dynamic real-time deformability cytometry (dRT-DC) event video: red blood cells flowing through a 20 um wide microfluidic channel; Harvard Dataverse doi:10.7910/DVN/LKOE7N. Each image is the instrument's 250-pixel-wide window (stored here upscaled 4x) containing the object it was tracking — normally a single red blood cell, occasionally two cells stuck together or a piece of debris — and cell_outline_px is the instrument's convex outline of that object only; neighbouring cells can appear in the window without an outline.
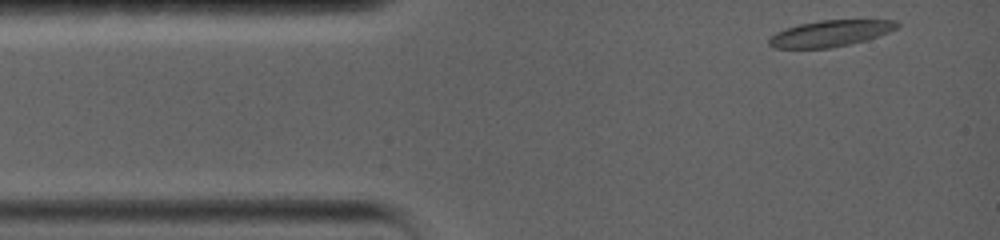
{"species": "common noctule bat (a hibernating species)", "species_latin": "Nyctalus noctula", "temperature_condition": "warm", "stored_images_in_passage": 32, "camera_frame_rate_fps": 5000, "um_per_image_px": 0.085, "animal": {"sex": "female", "body_mass_g": 19.0, "forearm_length_mm": 56.7}, "frame": {"image": 1, "passage_image": 1, "time_ms": 0.0, "image_size_px": [1000, 240], "cell_outline_px": [[900, 24], [896, 28], [888, 32], [864, 40], [848, 44], [828, 48], [772, 48], [768, 44], [768, 36], [784, 28], [800, 24], [820, 20], [896, 20]], "centroid_in_image_um": [70.5, 2.84], "position_along_channel_um": 14.5, "area_um2": 19.48}}
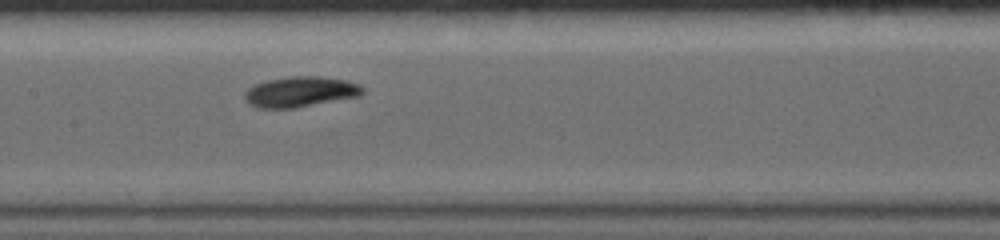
{"frame": {"image": 2, "passage_image": 14, "time_ms": 6.2, "image_size_px": [1000, 240], "cell_outline_px": [[364, 92], [360, 96], [292, 108], [256, 108], [248, 104], [244, 96], [244, 92], [248, 88], [256, 84], [268, 80], [292, 76], [320, 76], [348, 80], [360, 84], [364, 88]], "centroid_in_image_um": [25.54, 7.8], "position_along_channel_um": 181.9, "area_um2": 20.98}}
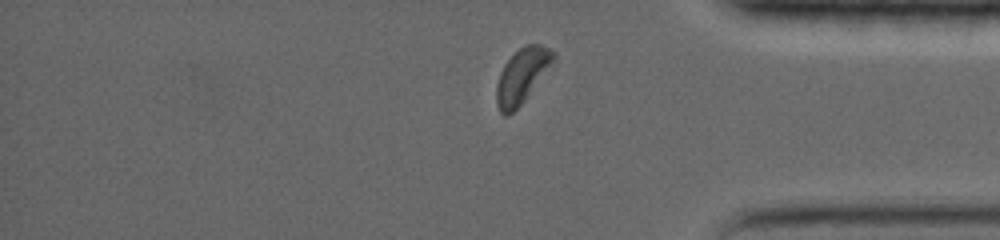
{"frame": {"image": 3, "passage_image": 28, "time_ms": 12.4, "image_size_px": [1000, 240], "cell_outline_px": [[556, 60], [524, 100], [508, 116], [504, 116], [500, 112], [496, 104], [496, 84], [500, 72], [504, 64], [520, 48], [528, 44], [540, 44], [556, 52]], "centroid_in_image_um": [44.37, 6.44], "position_along_channel_um": 390.8, "area_um2": 18.03}, "authors_computed_cell_mechanics": {"area_um2": 19.5942, "velocity_mm_per_s": 3.5483, "shape_relaxation_time_tau1_ms": 2.3595, "shape_relaxation_time_tau2_ms": 9.4634, "deformation_change_tau1": 0.1122, "deformation_change_tau2": 0.1467}}